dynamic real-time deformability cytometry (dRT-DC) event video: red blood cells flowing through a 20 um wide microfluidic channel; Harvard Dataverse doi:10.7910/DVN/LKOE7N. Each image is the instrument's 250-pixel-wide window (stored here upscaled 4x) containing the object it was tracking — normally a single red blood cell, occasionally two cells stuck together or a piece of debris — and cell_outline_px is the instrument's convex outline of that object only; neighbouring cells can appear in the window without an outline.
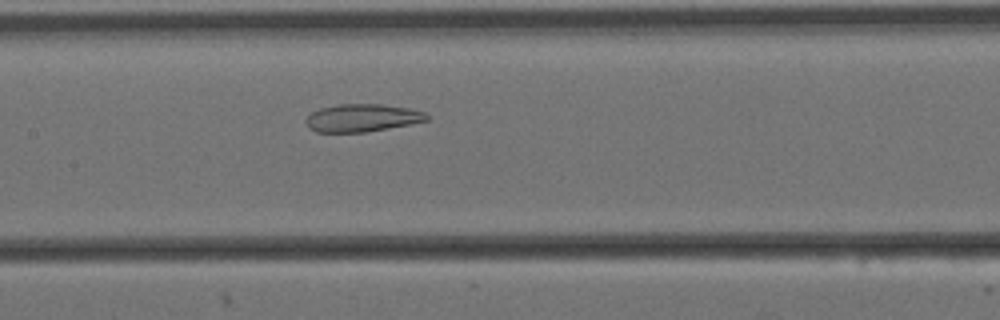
{"species": "Egyptian fruit bat (a non-hibernating species)", "species_latin": "Rousettus aegyptiacus", "temperature_condition": "cold", "stored_images_in_passage": 6, "camera_frame_rate_fps": 3000, "um_per_image_px": 0.085, "animal": {"sex": "female"}, "frame": {"image": 1, "passage_image": 6, "time_ms": 1.667, "image_size_px": [1000, 320], "cell_outline_px": [[428, 120], [412, 124], [364, 132], [316, 132], [308, 128], [304, 120], [312, 112], [320, 108], [340, 104], [380, 104], [408, 108], [424, 112], [428, 116]], "centroid_in_image_um": [30.76, 10.02], "position_along_channel_um": 176.6, "area_um2": 19.48}}